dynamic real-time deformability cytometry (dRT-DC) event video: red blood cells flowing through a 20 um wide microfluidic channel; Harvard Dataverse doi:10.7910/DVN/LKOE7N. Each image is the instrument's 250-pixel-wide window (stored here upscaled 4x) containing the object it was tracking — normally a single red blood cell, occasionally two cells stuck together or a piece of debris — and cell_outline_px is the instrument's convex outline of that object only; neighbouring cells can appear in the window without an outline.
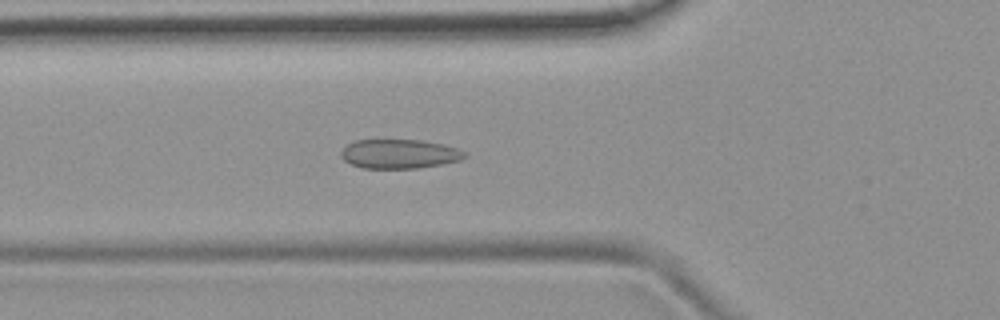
{"species": "common noctule bat (a hibernating species)", "species_latin": "Nyctalus noctula", "temperature_condition": "room temperature", "stored_images_in_passage": 53, "camera_frame_rate_fps": 3000, "um_per_image_px": 0.085, "animal": {"sex": "female", "body_mass_g": 19.9}, "frame": {"image": 1, "passage_image": 19, "time_ms": 6.0, "image_size_px": [1000, 320], "cell_outline_px": [[468, 156], [460, 160], [420, 168], [364, 168], [352, 164], [344, 160], [340, 156], [340, 152], [352, 140], [424, 140], [444, 144], [468, 152]], "centroid_in_image_um": [33.97, 13.07], "position_along_channel_um": 91.8, "area_um2": 21.15}}
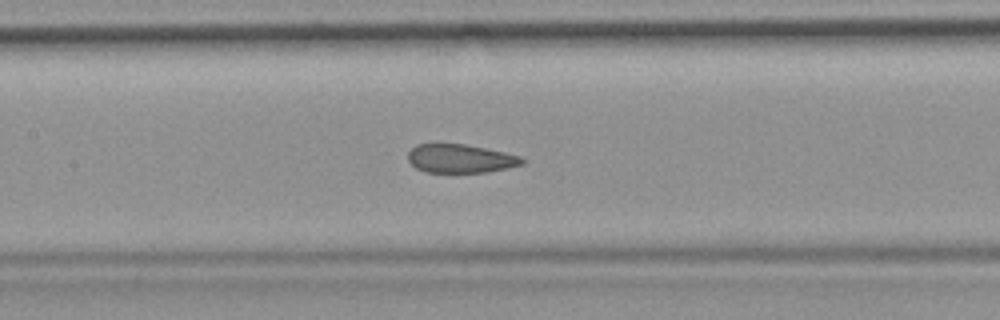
{"frame": {"image": 2, "passage_image": 25, "time_ms": 8.0, "image_size_px": [1000, 320], "cell_outline_px": [[528, 160], [524, 164], [508, 168], [488, 172], [424, 172], [416, 168], [408, 160], [408, 152], [416, 144], [464, 144], [504, 152], [520, 156]], "centroid_in_image_um": [39.16, 13.48], "position_along_channel_um": 168.2, "area_um2": 19.07}}
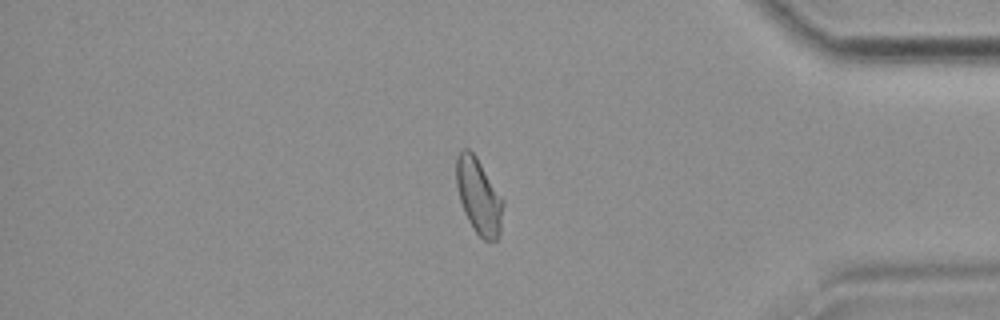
{"frame": {"image": 3, "passage_image": 45, "time_ms": 14.667, "image_size_px": [1000, 320], "cell_outline_px": [[504, 204], [500, 232], [496, 240], [484, 240], [472, 228], [464, 212], [460, 200], [456, 184], [456, 156], [460, 148], [468, 148], [476, 156], [504, 200]], "centroid_in_image_um": [40.68, 16.65], "position_along_channel_um": 394.5, "area_um2": 20.69}, "authors_computed_cell_mechanics": {"area_um2": 21.2704, "velocity_mm_per_s": 3.7965, "shape_relaxation_time_tau1_ms": null, "shape_relaxation_time_tau2_ms": 1.3517, "deformation_change_tau1": null, "deformation_change_tau2": 0.0628}}